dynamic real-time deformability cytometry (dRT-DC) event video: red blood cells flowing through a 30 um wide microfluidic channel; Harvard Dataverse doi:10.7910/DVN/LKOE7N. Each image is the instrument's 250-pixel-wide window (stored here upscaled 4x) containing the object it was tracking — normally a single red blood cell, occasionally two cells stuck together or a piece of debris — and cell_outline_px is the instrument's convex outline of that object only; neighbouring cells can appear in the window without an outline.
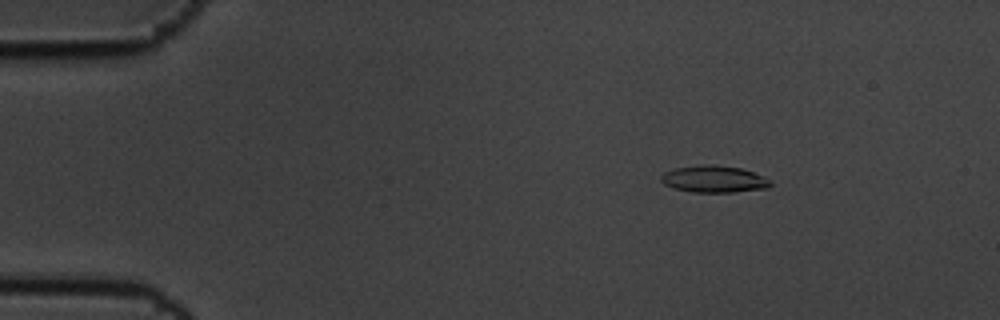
{"species": "common noctule bat (a hibernating species)", "species_latin": "Nyctalus noctula", "temperature_condition": "cold", "stored_images_in_passage": 10, "camera_frame_rate_fps": 3000, "um_per_image_px": 0.085, "animal": {"sex": "male", "body_mass_g": 19.5, "forearm_length_mm": 54.6}, "frame": {"image": 1, "passage_image": 2, "time_ms": 0.333, "image_size_px": [1000, 320], "cell_outline_px": [[772, 184], [768, 188], [732, 192], [692, 192], [676, 188], [664, 184], [660, 180], [660, 176], [664, 172], [676, 168], [704, 164], [712, 164], [740, 168], [764, 176], [772, 180]], "centroid_in_image_um": [60.71, 15.22], "position_along_channel_um": 24.3, "area_um2": 17.11}}
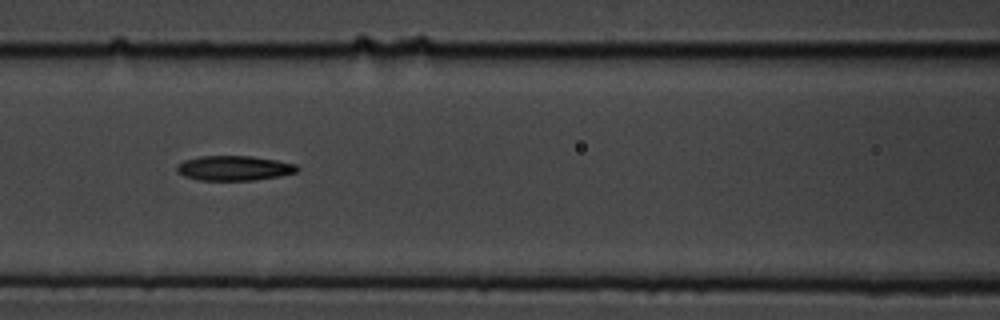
{"frame": {"image": 2, "passage_image": 7, "time_ms": 2.0, "image_size_px": [1000, 320], "cell_outline_px": [[300, 168], [296, 172], [280, 176], [252, 180], [196, 180], [184, 176], [176, 172], [176, 164], [184, 160], [200, 156], [252, 156], [276, 160], [296, 164]], "centroid_in_image_um": [19.86, 14.29], "position_along_channel_um": 146.7, "area_um2": 17.51}}
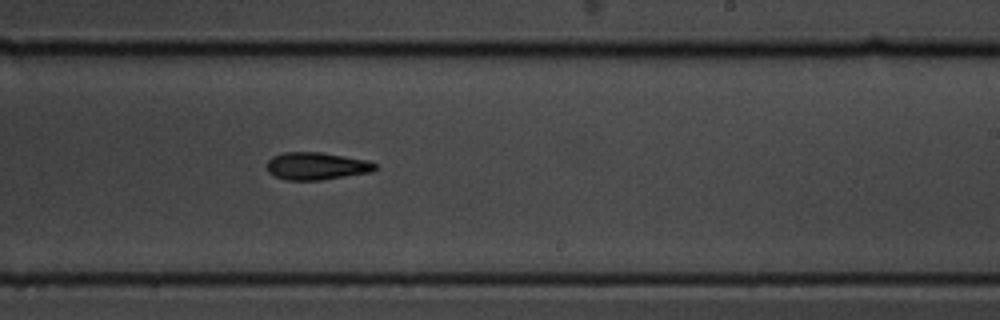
{"frame": {"image": 3, "passage_image": 10, "time_ms": 3.0, "image_size_px": [1000, 320], "cell_outline_px": [[376, 168], [372, 172], [320, 180], [284, 180], [268, 172], [268, 160], [272, 156], [284, 152], [320, 152], [368, 160], [376, 164]], "centroid_in_image_um": [26.9, 14.11], "position_along_channel_um": 262.1, "area_um2": 17.28}}